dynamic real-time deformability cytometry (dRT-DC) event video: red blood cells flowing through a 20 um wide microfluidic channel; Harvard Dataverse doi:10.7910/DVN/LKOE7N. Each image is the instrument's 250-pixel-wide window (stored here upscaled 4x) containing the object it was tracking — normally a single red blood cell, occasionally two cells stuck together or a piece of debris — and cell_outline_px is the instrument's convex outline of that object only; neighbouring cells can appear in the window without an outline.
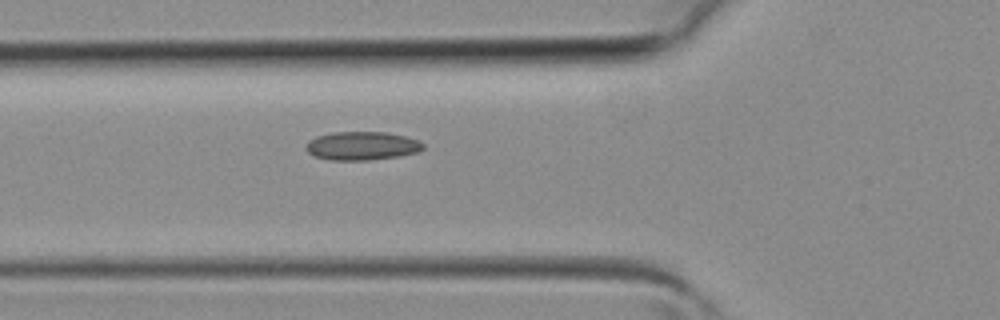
{"species": "common noctule bat (a hibernating species)", "species_latin": "Nyctalus noctula", "temperature_condition": "room temperature", "stored_images_in_passage": 4, "camera_frame_rate_fps": 3000, "um_per_image_px": 0.085, "animal": {"sex": "female", "body_mass_g": 19.3, "forearm_length_mm": 54.1}, "frame": {"image": 1, "passage_image": 4, "time_ms": 1.0, "image_size_px": [1000, 320], "cell_outline_px": [[424, 148], [416, 152], [400, 156], [368, 160], [328, 160], [316, 156], [308, 152], [308, 140], [316, 136], [336, 132], [388, 132], [404, 136], [416, 140], [424, 144]], "centroid_in_image_um": [30.78, 12.4], "position_along_channel_um": 95.0, "area_um2": 19.25}}